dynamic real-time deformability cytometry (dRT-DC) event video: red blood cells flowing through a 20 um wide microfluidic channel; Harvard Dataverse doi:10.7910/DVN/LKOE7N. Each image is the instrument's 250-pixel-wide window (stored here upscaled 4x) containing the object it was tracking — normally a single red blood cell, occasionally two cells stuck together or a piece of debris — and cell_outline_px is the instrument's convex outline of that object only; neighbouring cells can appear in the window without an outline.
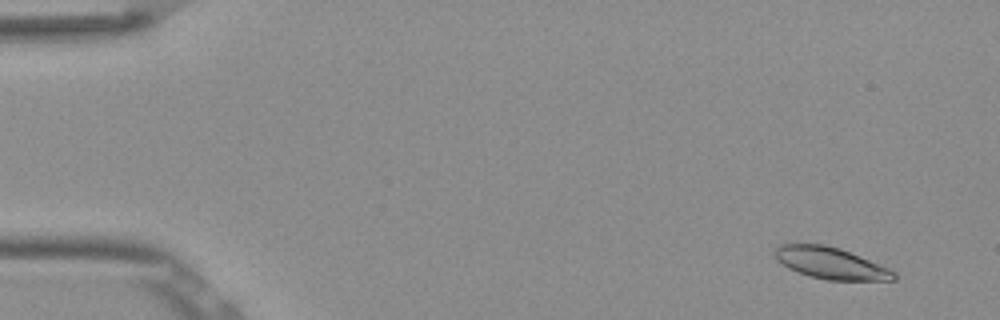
{"species": "Egyptian fruit bat (a non-hibernating species)", "species_latin": "Rousettus aegyptiacus", "temperature_condition": "room temperature", "stored_images_in_passage": 53, "camera_frame_rate_fps": 3000, "um_per_image_px": 0.085, "frame": {"image": 1, "passage_image": 4, "time_ms": 1.0, "image_size_px": [1000, 320], "cell_outline_px": [[896, 280], [828, 280], [812, 276], [788, 268], [776, 260], [772, 252], [780, 244], [824, 244], [840, 248], [860, 256], [888, 268], [896, 272]], "centroid_in_image_um": [70.59, 22.35], "position_along_channel_um": 14.4, "area_um2": 21.79}}
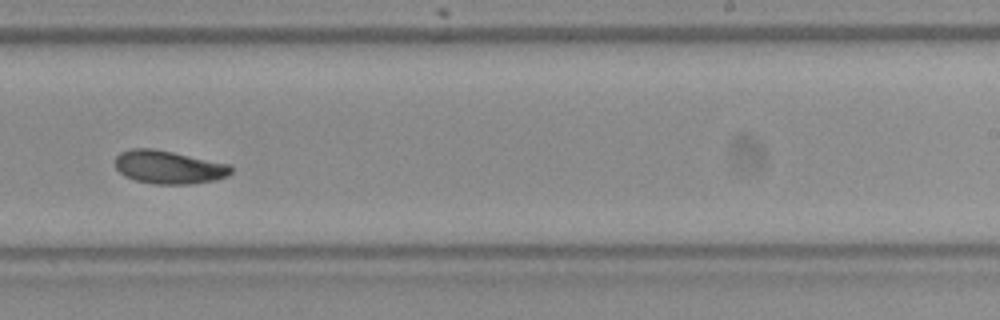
{"frame": {"image": 2, "passage_image": 34, "time_ms": 11.0, "image_size_px": [1000, 320], "cell_outline_px": [[232, 172], [228, 176], [216, 180], [192, 184], [152, 184], [136, 180], [124, 176], [116, 168], [116, 156], [120, 152], [132, 148], [152, 148], [232, 164]], "centroid_in_image_um": [14.37, 14.21], "position_along_channel_um": 274.6, "area_um2": 22.6}}
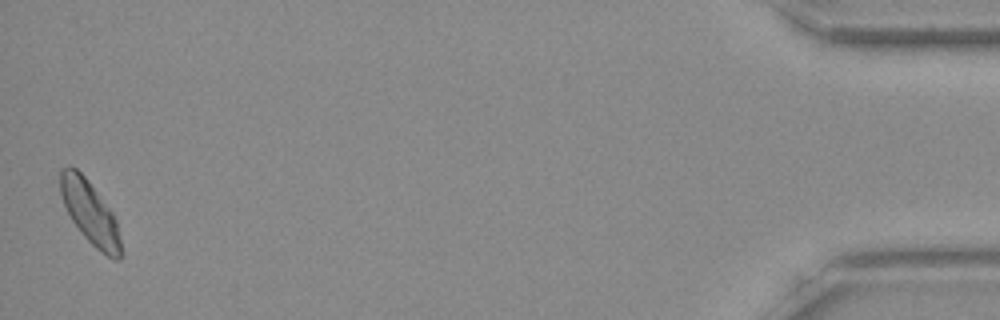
{"frame": {"image": 3, "passage_image": 53, "time_ms": 17.333, "image_size_px": [1000, 320], "cell_outline_px": [[120, 260], [112, 260], [96, 248], [84, 236], [72, 220], [60, 196], [60, 168], [68, 164], [76, 168], [88, 180], [112, 212], [116, 220], [120, 240]], "centroid_in_image_um": [7.62, 18.03], "position_along_channel_um": 427.6, "area_um2": 22.02}, "authors_computed_cell_mechanics": {"area_um2": 22.3108, "velocity_mm_per_s": 3.8193, "shape_relaxation_time_tau1_ms": 4.8356, "shape_relaxation_time_tau2_ms": 2.5886, "deformation_change_tau1": 0.1307, "deformation_change_tau2": 0.0661}}